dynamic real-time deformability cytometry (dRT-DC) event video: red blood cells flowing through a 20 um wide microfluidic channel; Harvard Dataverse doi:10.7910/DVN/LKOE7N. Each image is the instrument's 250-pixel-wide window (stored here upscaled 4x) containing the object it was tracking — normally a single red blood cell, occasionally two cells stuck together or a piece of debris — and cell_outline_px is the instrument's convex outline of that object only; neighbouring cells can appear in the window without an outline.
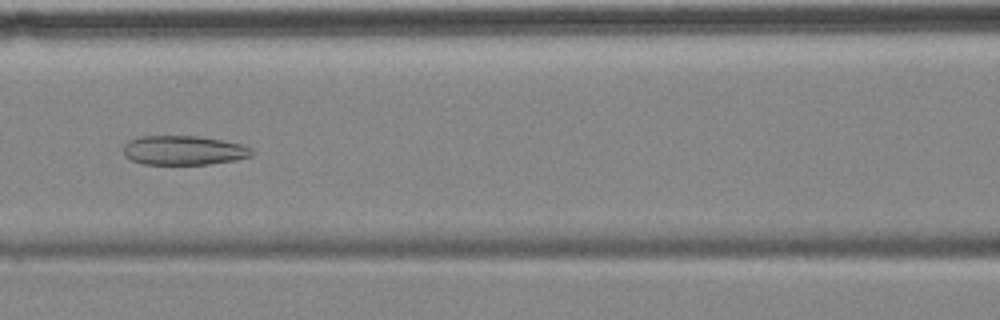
{"species": "common noctule bat (a hibernating species)", "species_latin": "Nyctalus noctula", "temperature_condition": "cold", "stored_images_in_passage": 9, "camera_frame_rate_fps": 3000, "um_per_image_px": 0.085, "animal": {"sex": "female", "body_mass_g": 18.4}, "frame": {"image": 1, "passage_image": 6, "time_ms": 6.0, "image_size_px": [1000, 320], "cell_outline_px": [[252, 156], [236, 160], [208, 164], [144, 164], [132, 160], [124, 156], [124, 144], [128, 140], [140, 136], [200, 136], [244, 144], [252, 148]], "centroid_in_image_um": [15.63, 12.77], "position_along_channel_um": 151.0, "area_um2": 22.08}}
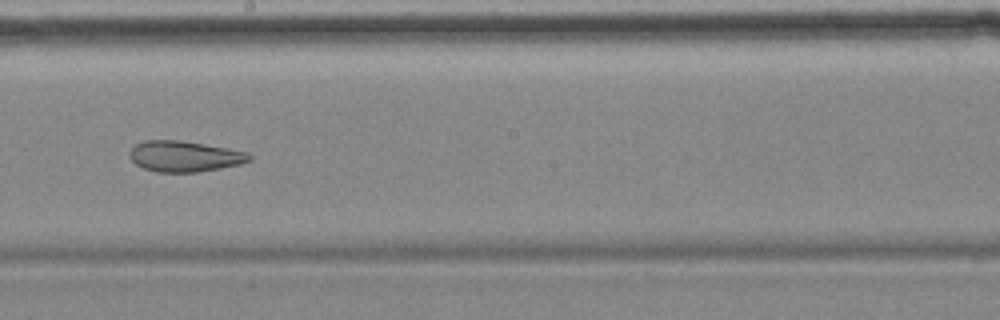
{"frame": {"image": 2, "passage_image": 8, "time_ms": 8.333, "image_size_px": [1000, 320], "cell_outline_px": [[252, 160], [240, 164], [220, 168], [196, 172], [156, 172], [144, 168], [136, 164], [128, 156], [128, 152], [136, 144], [144, 140], [176, 140], [204, 144], [228, 148], [248, 152], [252, 156]], "centroid_in_image_um": [15.68, 13.28], "position_along_channel_um": 232.5, "area_um2": 21.5}}
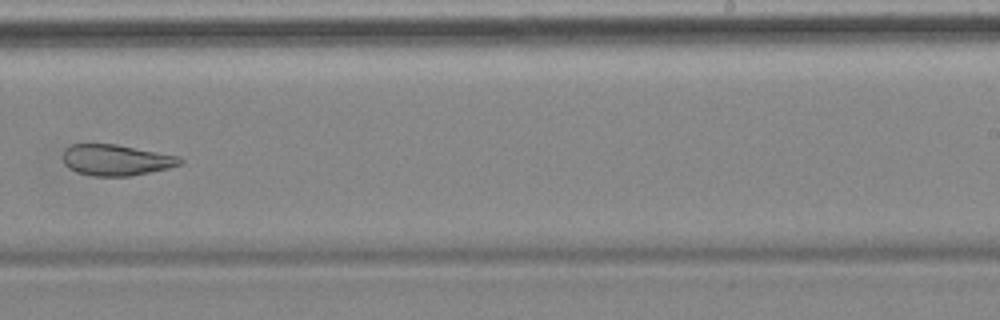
{"frame": {"image": 3, "passage_image": 9, "time_ms": 9.667, "image_size_px": [1000, 320], "cell_outline_px": [[184, 160], [180, 164], [168, 168], [128, 176], [92, 176], [76, 172], [68, 168], [64, 164], [64, 148], [72, 144], [116, 144], [180, 156]], "centroid_in_image_um": [9.85, 13.6], "position_along_channel_um": 279.1, "area_um2": 21.15}}